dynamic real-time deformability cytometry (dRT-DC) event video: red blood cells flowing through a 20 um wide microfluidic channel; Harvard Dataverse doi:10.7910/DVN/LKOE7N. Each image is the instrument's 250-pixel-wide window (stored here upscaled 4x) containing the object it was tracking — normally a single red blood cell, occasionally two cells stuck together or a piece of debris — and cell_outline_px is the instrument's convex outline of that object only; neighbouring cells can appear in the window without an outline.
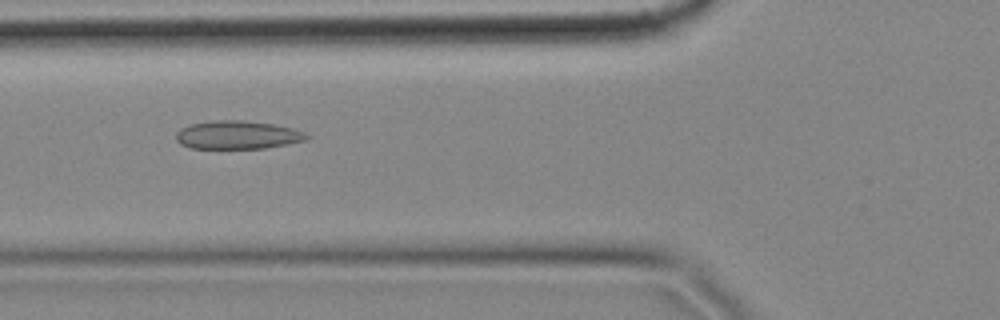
{"species": "common noctule bat (a hibernating species)", "species_latin": "Nyctalus noctula", "temperature_condition": "cold", "stored_images_in_passage": 56, "camera_frame_rate_fps": 3000, "um_per_image_px": 0.085, "animal": {"sex": "female", "body_mass_g": 18.4}, "frame": {"image": 1, "passage_image": 20, "time_ms": 6.333, "image_size_px": [1000, 320], "cell_outline_px": [[312, 136], [304, 140], [264, 148], [188, 148], [180, 144], [176, 140], [176, 132], [180, 128], [192, 124], [216, 120], [244, 120], [272, 124], [292, 128], [304, 132]], "centroid_in_image_um": [20.15, 11.47], "position_along_channel_um": 105.6, "area_um2": 21.39}}
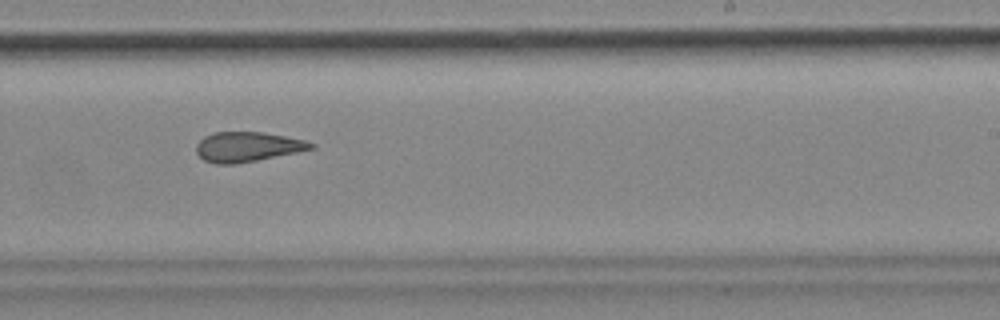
{"frame": {"image": 2, "passage_image": 34, "time_ms": 11.0, "image_size_px": [1000, 320], "cell_outline_px": [[316, 148], [236, 164], [216, 164], [204, 160], [196, 152], [196, 144], [204, 136], [212, 132], [264, 132], [304, 140], [316, 144]], "centroid_in_image_um": [21.01, 12.47], "position_along_channel_um": 268.0, "area_um2": 19.88}}
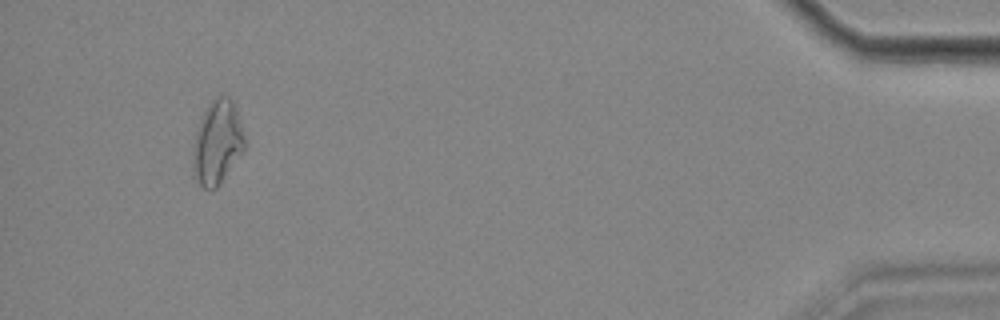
{"frame": {"image": 3, "passage_image": 53, "time_ms": 17.333, "image_size_px": [1000, 320], "cell_outline_px": [[244, 148], [220, 184], [216, 188], [204, 188], [192, 176], [192, 144], [204, 108], [216, 96], [228, 96], [232, 100], [236, 108], [244, 136]], "centroid_in_image_um": [18.42, 12.1], "position_along_channel_um": 416.8, "area_um2": 25.26}, "authors_computed_cell_mechanics": {"area_um2": 21.4438, "velocity_mm_per_s": 3.4785, "shape_relaxation_time_tau1_ms": null, "shape_relaxation_time_tau2_ms": 3.9754, "deformation_change_tau1": null, "deformation_change_tau2": 0.1353}}